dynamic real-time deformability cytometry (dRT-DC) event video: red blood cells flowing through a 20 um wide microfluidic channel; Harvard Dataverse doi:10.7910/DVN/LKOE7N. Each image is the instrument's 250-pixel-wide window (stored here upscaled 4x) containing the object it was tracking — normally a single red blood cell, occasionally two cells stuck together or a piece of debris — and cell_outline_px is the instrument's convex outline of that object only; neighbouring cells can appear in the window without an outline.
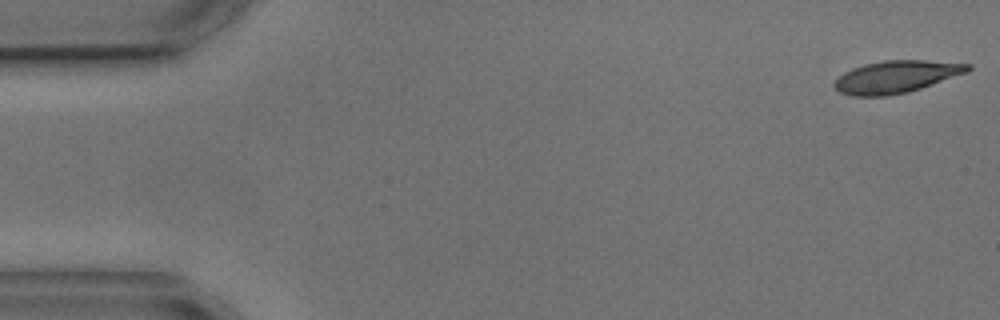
{"species": "common noctule bat (a hibernating species)", "species_latin": "Nyctalus noctula", "temperature_condition": "cold", "stored_images_in_passage": 5, "camera_frame_rate_fps": 3000, "um_per_image_px": 0.085, "animal": {"sex": "male", "body_mass_g": 17.9, "forearm_length_mm": 54.2}, "frame": {"image": 1, "passage_image": 1, "time_ms": 0.0, "image_size_px": [1000, 320], "cell_outline_px": [[972, 68], [968, 72], [908, 92], [884, 96], [852, 96], [840, 92], [832, 84], [844, 72], [852, 68], [864, 64], [884, 60], [924, 60], [972, 64]], "centroid_in_image_um": [76.18, 6.52], "position_along_channel_um": 8.8, "area_um2": 24.97}}
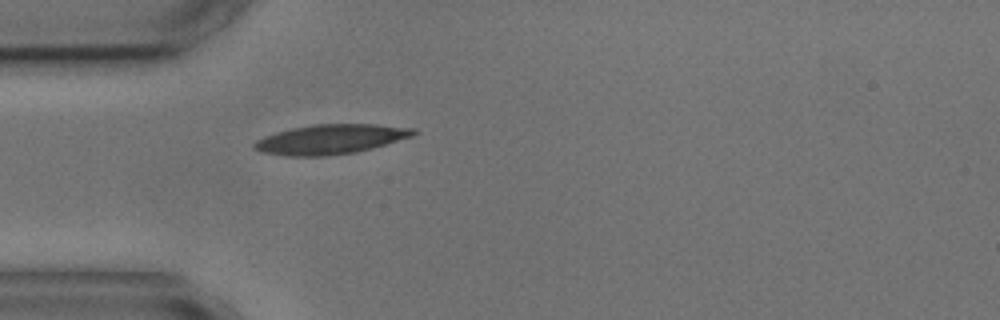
{"frame": {"image": 2, "passage_image": 5, "time_ms": 4.667, "image_size_px": [1000, 320], "cell_outline_px": [[420, 132], [412, 136], [372, 148], [356, 152], [328, 156], [284, 156], [260, 152], [252, 148], [252, 144], [256, 140], [264, 136], [276, 132], [292, 128], [312, 124], [376, 124], [416, 128]], "centroid_in_image_um": [28.08, 11.84], "position_along_channel_um": 56.9, "area_um2": 27.8}}